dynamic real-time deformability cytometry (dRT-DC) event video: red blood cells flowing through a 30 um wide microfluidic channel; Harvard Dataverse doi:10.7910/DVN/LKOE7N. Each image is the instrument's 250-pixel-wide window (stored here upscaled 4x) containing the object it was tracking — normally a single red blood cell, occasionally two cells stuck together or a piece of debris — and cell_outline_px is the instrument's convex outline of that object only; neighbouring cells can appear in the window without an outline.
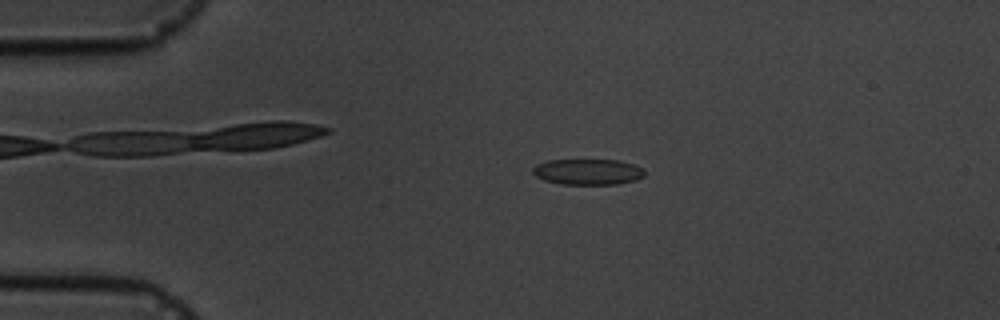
{"species": "common noctule bat (a hibernating species)", "species_latin": "Nyctalus noctula", "temperature_condition": "cold", "stored_images_in_passage": 6, "camera_frame_rate_fps": 3000, "um_per_image_px": 0.085, "animal": {"sex": "male", "body_mass_g": 19.5, "forearm_length_mm": 54.6}, "frame": {"image": 1, "passage_image": 3, "time_ms": 2.333, "image_size_px": [1000, 320], "cell_outline_px": [[644, 176], [636, 180], [616, 184], [560, 184], [544, 180], [536, 176], [532, 172], [532, 168], [536, 164], [548, 160], [616, 160], [632, 164], [644, 168]], "centroid_in_image_um": [49.95, 14.6], "position_along_channel_um": 35.1, "area_um2": 16.82}}
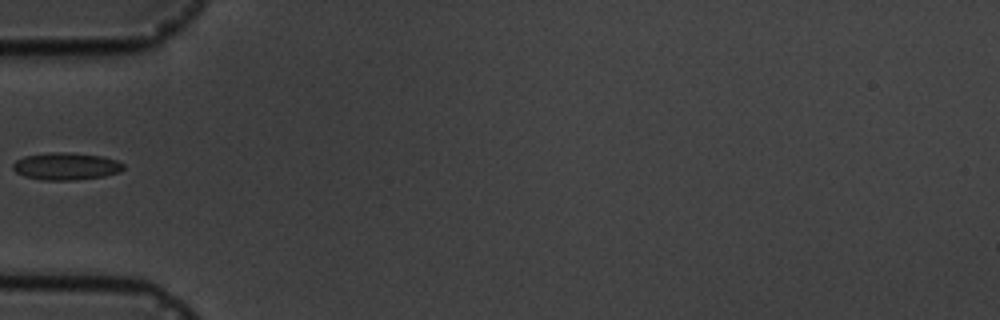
{"frame": {"image": 2, "passage_image": 5, "time_ms": 4.667, "image_size_px": [1000, 320], "cell_outline_px": [[124, 168], [120, 172], [104, 176], [72, 180], [44, 180], [24, 176], [16, 172], [12, 168], [12, 164], [16, 160], [24, 156], [52, 152], [72, 152], [104, 156], [116, 160], [124, 164]], "centroid_in_image_um": [5.62, 14.12], "position_along_channel_um": 79.4, "area_um2": 17.69}}
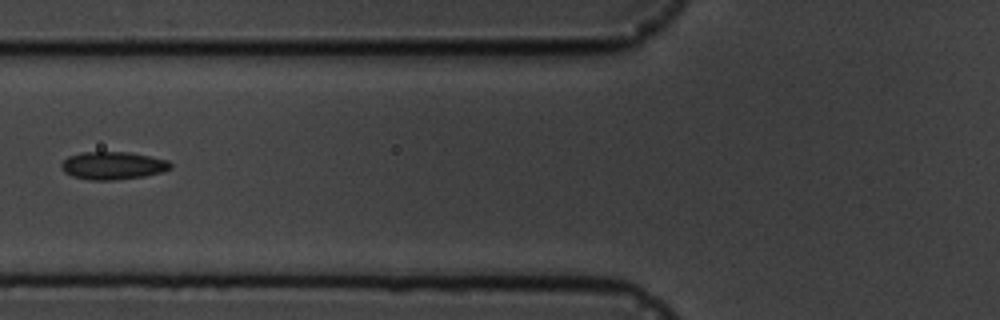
{"frame": {"image": 3, "passage_image": 6, "time_ms": 5.667, "image_size_px": [1000, 320], "cell_outline_px": [[172, 168], [164, 172], [144, 176], [116, 180], [88, 180], [72, 176], [64, 172], [60, 164], [68, 156], [84, 152], [128, 152], [168, 160], [172, 164]], "centroid_in_image_um": [9.6, 14.08], "position_along_channel_um": 116.2, "area_um2": 17.74}}